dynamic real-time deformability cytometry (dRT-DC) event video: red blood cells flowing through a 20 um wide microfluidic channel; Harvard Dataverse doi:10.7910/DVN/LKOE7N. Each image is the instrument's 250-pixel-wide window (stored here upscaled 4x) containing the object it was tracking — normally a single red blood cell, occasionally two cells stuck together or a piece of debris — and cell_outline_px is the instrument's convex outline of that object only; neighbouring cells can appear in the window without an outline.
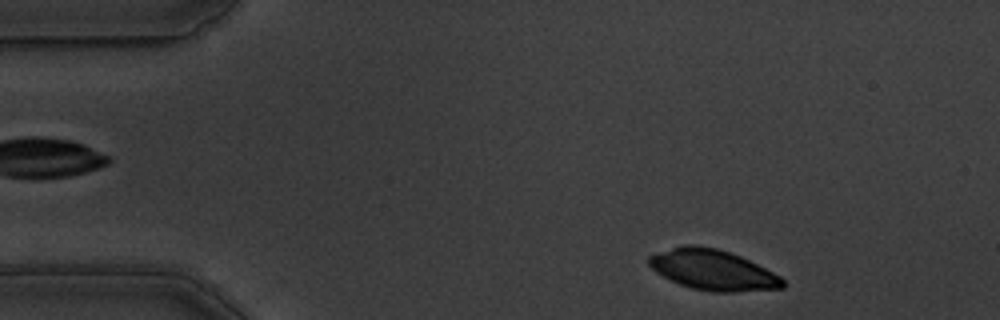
{"species": "common noctule bat (a hibernating species)", "species_latin": "Nyctalus noctula", "temperature_condition": "warm", "stored_images_in_passage": 51, "camera_frame_rate_fps": 3000, "um_per_image_px": 0.085, "animal": {"sex": "male", "body_mass_g": 19.5, "forearm_length_mm": 54.6}, "frame": {"image": 1, "passage_image": 2, "time_ms": 0.333, "image_size_px": [1000, 320], "cell_outline_px": [[784, 288], [736, 292], [712, 292], [692, 288], [680, 284], [656, 272], [648, 264], [648, 256], [684, 244], [696, 244], [716, 248], [740, 256], [780, 276], [784, 280]], "centroid_in_image_um": [60.59, 22.94], "position_along_channel_um": 24.4, "area_um2": 31.27}}
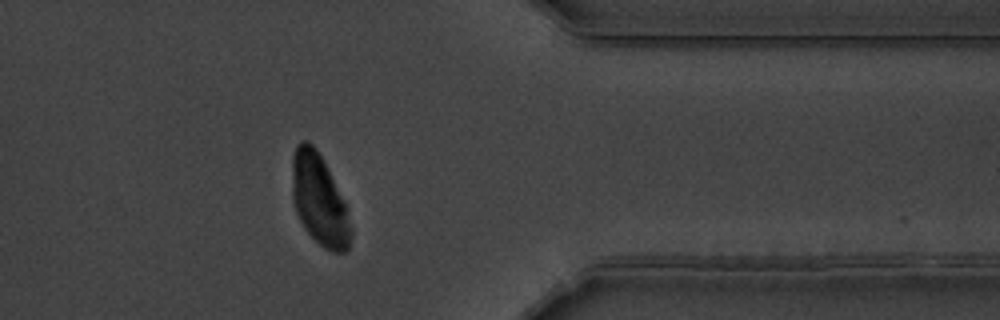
{"frame": {"image": 2, "passage_image": 40, "time_ms": 13.0, "image_size_px": [1000, 320], "cell_outline_px": [[352, 236], [348, 252], [332, 252], [324, 248], [304, 228], [296, 212], [292, 200], [292, 156], [296, 144], [300, 140], [308, 140], [316, 148], [324, 160], [348, 208], [352, 228]], "centroid_in_image_um": [27.15, 16.98], "position_along_channel_um": 384.2, "area_um2": 31.73}}
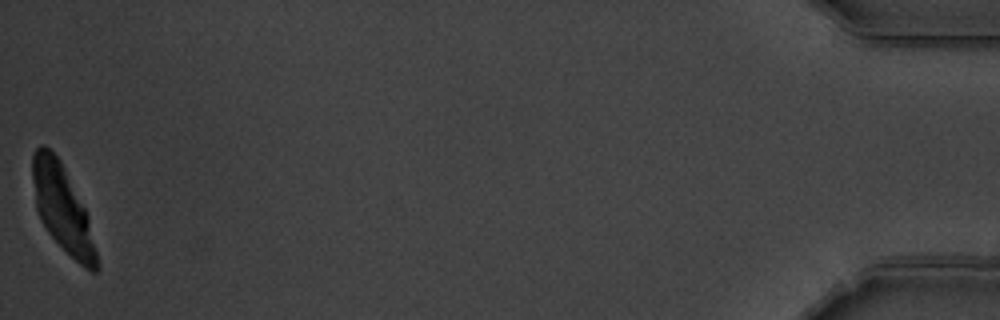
{"frame": {"image": 3, "passage_image": 51, "time_ms": 16.667, "image_size_px": [1000, 320], "cell_outline_px": [[100, 268], [96, 272], [92, 272], [84, 268], [48, 232], [40, 220], [36, 208], [32, 180], [32, 156], [36, 148], [40, 144], [44, 144], [60, 160], [88, 216], [100, 264]], "centroid_in_image_um": [5.31, 17.74], "position_along_channel_um": 429.9, "area_um2": 31.96}}